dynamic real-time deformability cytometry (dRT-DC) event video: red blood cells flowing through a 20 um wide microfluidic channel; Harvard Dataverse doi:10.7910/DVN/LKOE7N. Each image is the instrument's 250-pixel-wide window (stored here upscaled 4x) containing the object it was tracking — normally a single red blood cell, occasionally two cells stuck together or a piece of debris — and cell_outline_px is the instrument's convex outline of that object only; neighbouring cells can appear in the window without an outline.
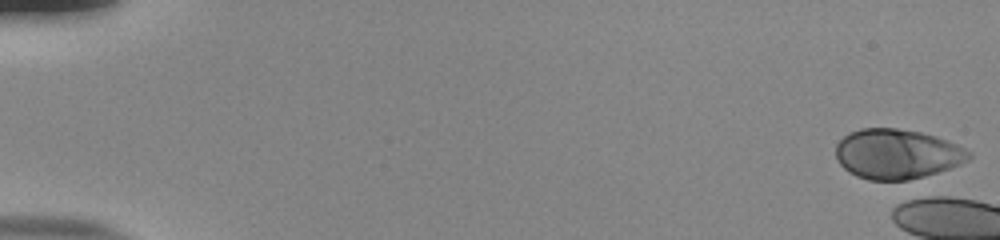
{"species": "human", "species_latin": "Homo sapiens", "temperature_condition": "room temperature", "stored_images_in_passage": 4, "camera_frame_rate_fps": 3000, "um_per_image_px": 0.085, "donor": {"sex": "male"}, "frame": {"image": 1, "passage_image": 1, "time_ms": 0.0, "image_size_px": [1000, 240], "cell_outline_px": [[972, 156], [968, 160], [960, 164], [924, 176], [908, 180], [868, 180], [856, 176], [848, 172], [840, 164], [836, 156], [836, 144], [848, 132], [860, 128], [896, 128], [920, 132], [936, 136], [948, 140], [972, 152]], "centroid_in_image_um": [76.23, 13.08], "position_along_channel_um": 8.8, "area_um2": 38.73}}